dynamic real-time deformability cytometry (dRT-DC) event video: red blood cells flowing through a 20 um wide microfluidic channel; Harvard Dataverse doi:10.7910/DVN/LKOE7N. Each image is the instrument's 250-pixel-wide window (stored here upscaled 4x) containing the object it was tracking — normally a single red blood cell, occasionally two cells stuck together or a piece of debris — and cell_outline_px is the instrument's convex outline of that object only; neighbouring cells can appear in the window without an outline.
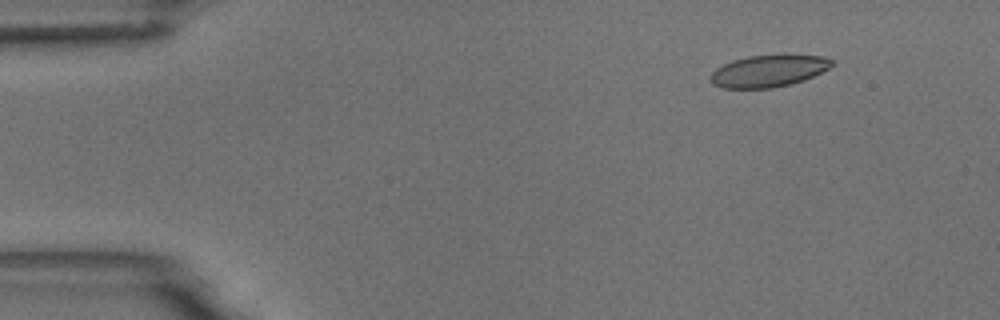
{"species": "common noctule bat (a hibernating species)", "species_latin": "Nyctalus noctula", "temperature_condition": "room temperature", "stored_images_in_passage": 4, "camera_frame_rate_fps": 3000, "um_per_image_px": 0.085, "animal": {"sex": "male", "body_mass_g": 18.8}, "frame": {"image": 1, "passage_image": 2, "time_ms": 1.333, "image_size_px": [1000, 320], "cell_outline_px": [[832, 64], [828, 68], [804, 80], [772, 88], [724, 88], [712, 84], [712, 72], [716, 68], [732, 60], [748, 56], [820, 56], [832, 60]], "centroid_in_image_um": [65.27, 6.05], "position_along_channel_um": 19.7, "area_um2": 21.85}}
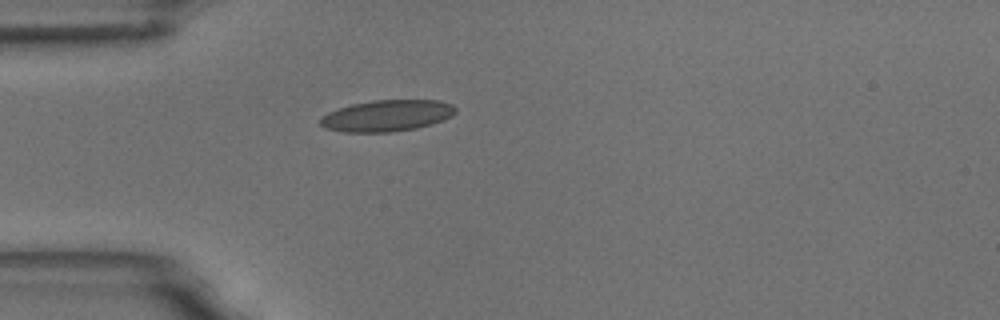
{"frame": {"image": 2, "passage_image": 4, "time_ms": 4.333, "image_size_px": [1000, 320], "cell_outline_px": [[456, 112], [452, 116], [444, 120], [432, 124], [416, 128], [388, 132], [344, 132], [324, 128], [320, 124], [320, 120], [328, 112], [352, 104], [372, 100], [440, 100], [452, 104], [456, 108]], "centroid_in_image_um": [32.92, 9.83], "position_along_channel_um": 52.1, "area_um2": 24.74}}